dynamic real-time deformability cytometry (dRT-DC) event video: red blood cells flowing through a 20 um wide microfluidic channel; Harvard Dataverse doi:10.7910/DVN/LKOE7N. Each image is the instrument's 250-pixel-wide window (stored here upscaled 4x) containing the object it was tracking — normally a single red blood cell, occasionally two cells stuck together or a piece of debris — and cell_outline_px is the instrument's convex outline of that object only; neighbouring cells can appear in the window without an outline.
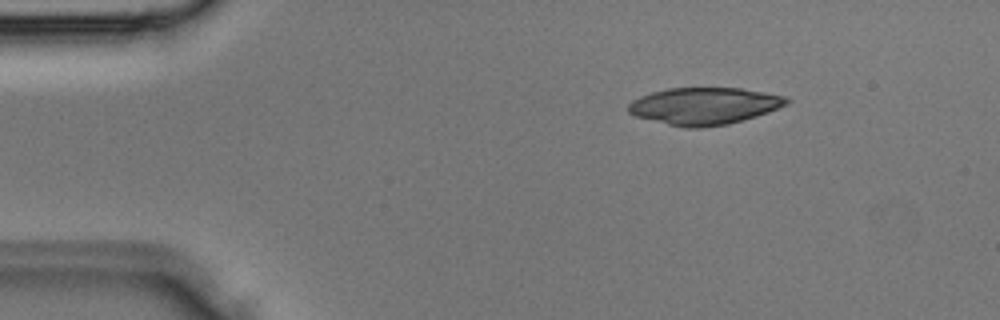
{"species": "Egyptian fruit bat (a non-hibernating species)", "species_latin": "Rousettus aegyptiacus", "temperature_condition": "room temperature", "stored_images_in_passage": 21, "camera_frame_rate_fps": 3000, "um_per_image_px": 0.085, "animal": {"sex": "male"}, "frame": {"image": 1, "passage_image": 1, "time_ms": 0.0, "image_size_px": [1000, 320], "cell_outline_px": [[792, 100], [788, 104], [768, 112], [756, 116], [728, 124], [700, 128], [684, 128], [636, 116], [628, 112], [628, 104], [632, 100], [640, 96], [652, 92], [668, 88], [740, 88], [788, 96]], "centroid_in_image_um": [59.89, 9.0], "position_along_channel_um": 25.1, "area_um2": 34.22}}